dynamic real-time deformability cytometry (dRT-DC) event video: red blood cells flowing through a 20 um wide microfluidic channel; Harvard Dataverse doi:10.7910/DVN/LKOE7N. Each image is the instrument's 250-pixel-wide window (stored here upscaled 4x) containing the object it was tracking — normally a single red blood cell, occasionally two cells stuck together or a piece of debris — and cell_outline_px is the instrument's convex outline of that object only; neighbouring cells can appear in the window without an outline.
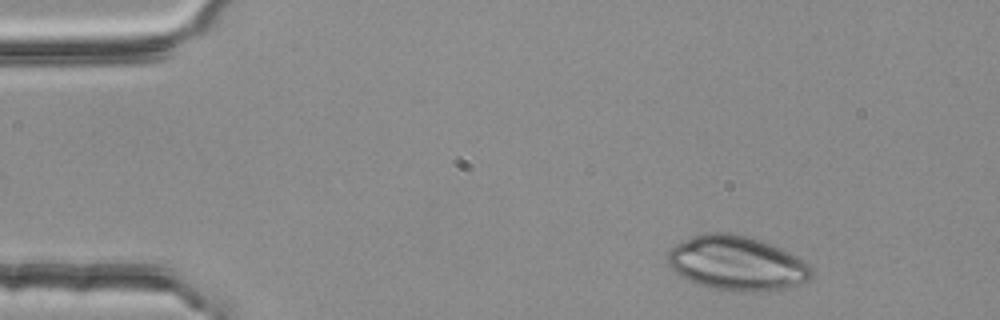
{"species": "common noctule bat (a hibernating species)", "species_latin": "Nyctalus noctula", "temperature_condition": "room temperature", "stored_images_in_passage": 4, "camera_frame_rate_fps": 3000, "um_per_image_px": 0.085, "animal": {"sex": "female", "body_mass_g": 25.1}, "frame": {"image": 1, "passage_image": 4, "time_ms": 1.0, "image_size_px": [1000, 320], "cell_outline_px": [[812, 276], [808, 280], [800, 284], [760, 292], [740, 292], [708, 288], [696, 284], [680, 276], [668, 264], [668, 252], [676, 244], [692, 236], [704, 232], [728, 232], [748, 236], [760, 240], [780, 248], [804, 260], [812, 268]], "centroid_in_image_um": [62.61, 22.38], "position_along_channel_um": 22.4, "area_um2": 45.78}}